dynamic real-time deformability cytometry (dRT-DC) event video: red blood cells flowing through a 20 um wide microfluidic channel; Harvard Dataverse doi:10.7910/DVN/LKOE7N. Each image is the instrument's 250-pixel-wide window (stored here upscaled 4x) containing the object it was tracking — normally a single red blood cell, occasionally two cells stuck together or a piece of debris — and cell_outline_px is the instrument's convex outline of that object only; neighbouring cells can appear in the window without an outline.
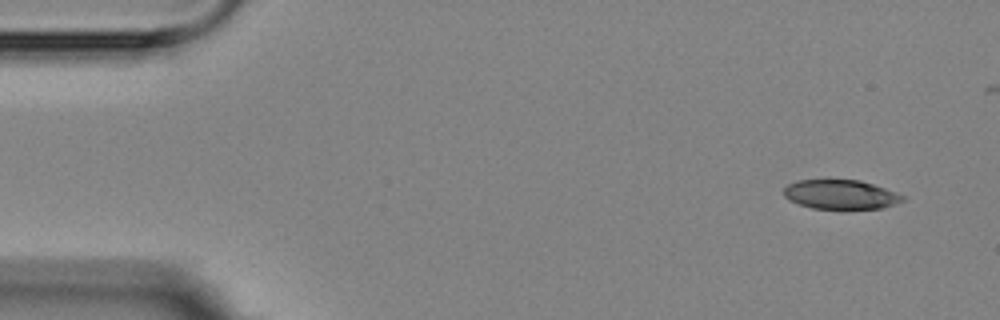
{"species": "Egyptian fruit bat (a non-hibernating species)", "species_latin": "Rousettus aegyptiacus", "temperature_condition": "room temperature", "stored_images_in_passage": 6, "camera_frame_rate_fps": 3000, "um_per_image_px": 0.085, "animal": {"sex": "female"}, "frame": {"image": 1, "passage_image": 1, "time_ms": 0.0, "image_size_px": [1000, 320], "cell_outline_px": [[904, 200], [884, 208], [812, 208], [800, 204], [784, 196], [784, 188], [788, 184], [796, 180], [860, 180], [884, 188], [904, 196]], "centroid_in_image_um": [71.44, 16.52], "position_along_channel_um": 13.6, "area_um2": 19.88}}
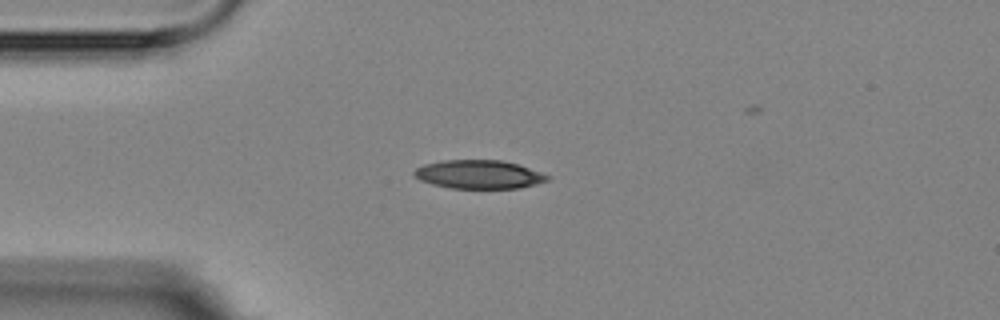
{"frame": {"image": 2, "passage_image": 4, "time_ms": 3.333, "image_size_px": [1000, 320], "cell_outline_px": [[552, 176], [548, 180], [536, 184], [520, 188], [452, 188], [432, 184], [420, 180], [412, 172], [416, 168], [424, 164], [444, 160], [500, 160], [516, 164]], "centroid_in_image_um": [40.7, 14.82], "position_along_channel_um": 44.3, "area_um2": 22.02}}
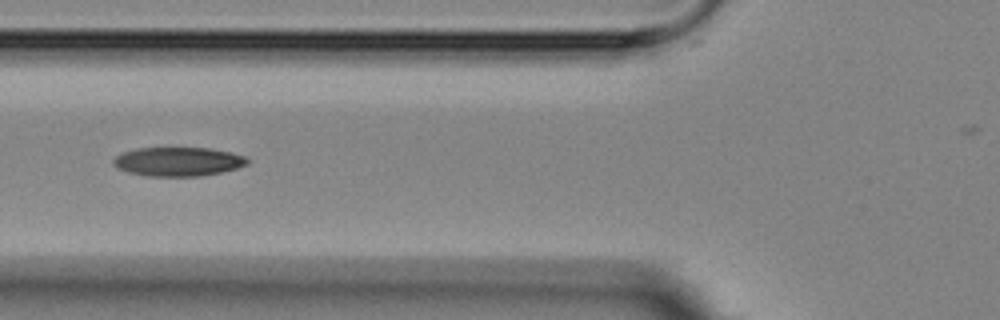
{"frame": {"image": 3, "passage_image": 6, "time_ms": 5.667, "image_size_px": [1000, 320], "cell_outline_px": [[248, 164], [236, 168], [220, 172], [200, 176], [148, 176], [128, 172], [116, 168], [112, 164], [112, 160], [116, 156], [124, 152], [136, 148], [208, 148], [228, 152], [244, 156], [248, 160]], "centroid_in_image_um": [15.09, 13.74], "position_along_channel_um": 110.7, "area_um2": 22.48}}